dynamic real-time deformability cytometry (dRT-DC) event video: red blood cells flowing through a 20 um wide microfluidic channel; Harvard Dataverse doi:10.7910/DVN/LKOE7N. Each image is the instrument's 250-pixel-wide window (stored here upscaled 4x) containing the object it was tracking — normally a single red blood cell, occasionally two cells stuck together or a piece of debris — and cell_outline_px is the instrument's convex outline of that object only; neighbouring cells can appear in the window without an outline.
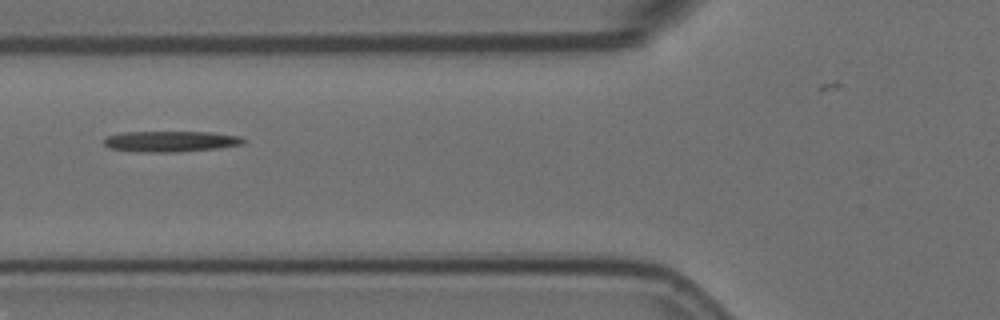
{"species": "Egyptian fruit bat (a non-hibernating species)", "species_latin": "Rousettus aegyptiacus", "temperature_condition": "room temperature", "stored_images_in_passage": 13, "camera_frame_rate_fps": 3000, "um_per_image_px": 0.085, "animal": {"sex": "female"}, "frame": {"image": 1, "passage_image": 6, "time_ms": 1.667, "image_size_px": [1000, 320], "cell_outline_px": [[248, 140], [244, 144], [216, 148], [176, 152], [136, 152], [108, 148], [104, 144], [104, 140], [108, 136], [120, 132], [208, 132], [240, 136]], "centroid_in_image_um": [14.5, 12.02], "position_along_channel_um": 111.3, "area_um2": 16.99}}
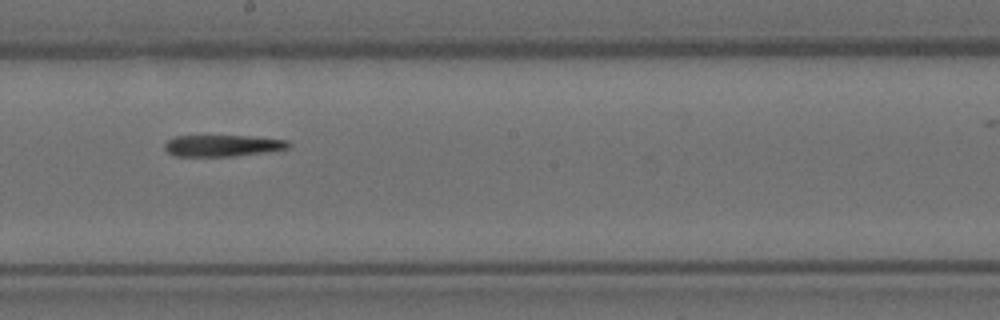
{"frame": {"image": 2, "passage_image": 9, "time_ms": 2.667, "image_size_px": [1000, 320], "cell_outline_px": [[292, 144], [288, 148], [268, 152], [232, 156], [176, 156], [168, 152], [164, 148], [164, 144], [168, 140], [176, 136], [248, 136], [288, 140]], "centroid_in_image_um": [18.94, 12.38], "position_along_channel_um": 229.3, "area_um2": 15.49}}
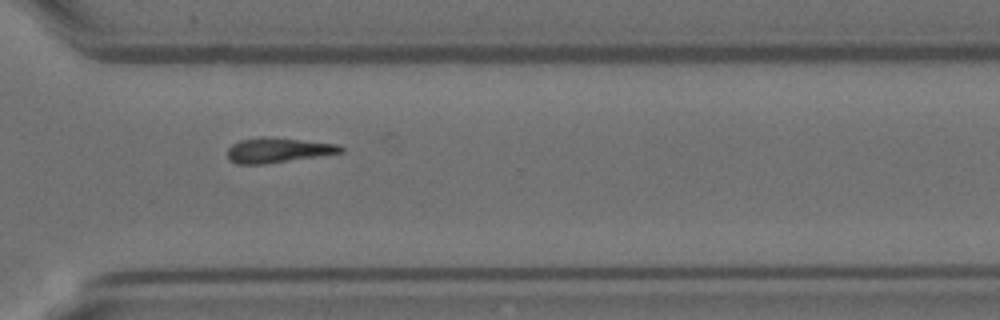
{"frame": {"image": 3, "passage_image": 12, "time_ms": 3.667, "image_size_px": [1000, 320], "cell_outline_px": [[344, 152], [264, 164], [236, 164], [228, 160], [228, 148], [232, 144], [240, 140], [260, 136], [268, 136], [336, 144], [344, 148]], "centroid_in_image_um": [23.57, 12.76], "position_along_channel_um": 347.0, "area_um2": 16.42}}